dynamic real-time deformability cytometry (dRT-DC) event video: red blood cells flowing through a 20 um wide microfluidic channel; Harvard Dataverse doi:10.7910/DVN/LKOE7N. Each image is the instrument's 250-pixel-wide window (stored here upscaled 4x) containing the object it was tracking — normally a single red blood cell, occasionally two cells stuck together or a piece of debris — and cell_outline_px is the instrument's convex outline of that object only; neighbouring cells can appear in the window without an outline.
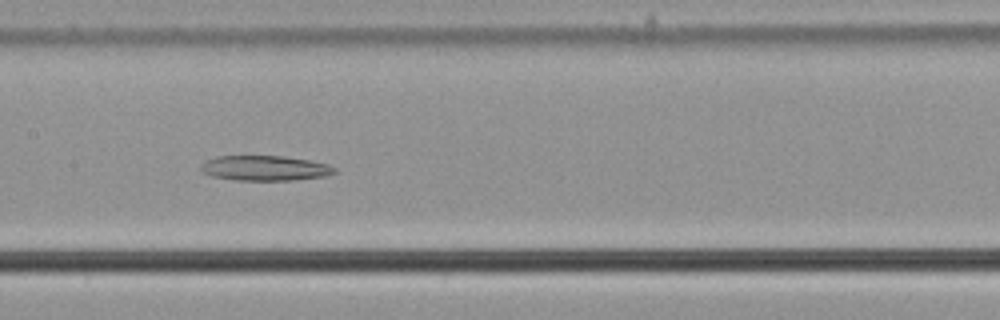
{"species": "common noctule bat (a hibernating species)", "species_latin": "Nyctalus noctula", "temperature_condition": "cold", "stored_images_in_passage": 52, "camera_frame_rate_fps": 3000, "um_per_image_px": 0.085, "animal": {"sex": "male", "body_mass_g": 21.5, "forearm_length_mm": 52.0}, "frame": {"image": 1, "passage_image": 25, "time_ms": 8.0, "image_size_px": [1000, 320], "cell_outline_px": [[336, 172], [328, 176], [292, 180], [236, 180], [212, 176], [200, 172], [200, 168], [208, 160], [216, 156], [284, 156], [308, 160], [328, 164], [336, 168]], "centroid_in_image_um": [22.54, 14.29], "position_along_channel_um": 184.9, "area_um2": 19.48}}
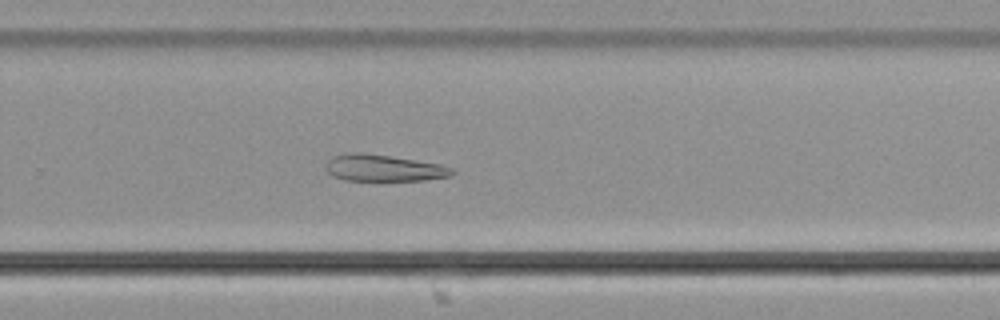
{"frame": {"image": 2, "passage_image": 34, "time_ms": 11.0, "image_size_px": [1000, 320], "cell_outline_px": [[456, 172], [452, 176], [424, 180], [344, 180], [332, 176], [328, 172], [328, 160], [332, 156], [352, 152], [356, 152], [388, 156], [440, 164], [456, 168]], "centroid_in_image_um": [32.67, 14.29], "position_along_channel_um": 297.1, "area_um2": 19.42}}
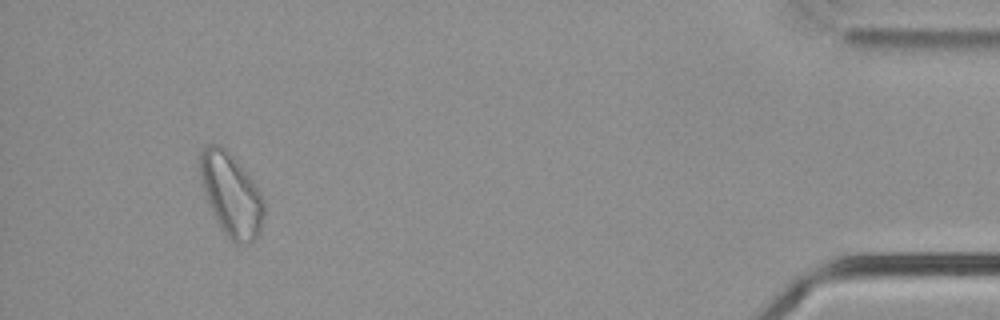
{"frame": {"image": 3, "passage_image": 49, "time_ms": 16.0, "image_size_px": [1000, 320], "cell_outline_px": [[264, 216], [260, 236], [248, 244], [236, 244], [220, 228], [204, 192], [200, 180], [200, 152], [204, 144], [220, 144], [248, 172], [260, 192], [264, 200]], "centroid_in_image_um": [19.67, 16.55], "position_along_channel_um": 415.5, "area_um2": 31.1}}